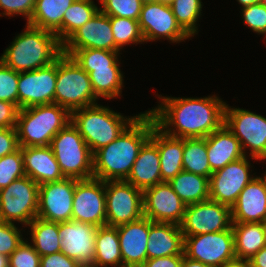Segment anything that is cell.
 Listing matches in <instances>:
<instances>
[{"label":"cell","instance_id":"obj_1","mask_svg":"<svg viewBox=\"0 0 266 267\" xmlns=\"http://www.w3.org/2000/svg\"><path fill=\"white\" fill-rule=\"evenodd\" d=\"M213 96L177 98L160 95L161 104L149 112L156 126L168 136L205 138L224 124L226 102Z\"/></svg>","mask_w":266,"mask_h":267},{"label":"cell","instance_id":"obj_2","mask_svg":"<svg viewBox=\"0 0 266 267\" xmlns=\"http://www.w3.org/2000/svg\"><path fill=\"white\" fill-rule=\"evenodd\" d=\"M156 126L149 111L140 113L110 144L93 154V178L110 181L126 180L140 148Z\"/></svg>","mask_w":266,"mask_h":267},{"label":"cell","instance_id":"obj_3","mask_svg":"<svg viewBox=\"0 0 266 267\" xmlns=\"http://www.w3.org/2000/svg\"><path fill=\"white\" fill-rule=\"evenodd\" d=\"M5 49L0 60L16 72L33 71L55 62L62 54V44L55 33L26 24Z\"/></svg>","mask_w":266,"mask_h":267},{"label":"cell","instance_id":"obj_4","mask_svg":"<svg viewBox=\"0 0 266 267\" xmlns=\"http://www.w3.org/2000/svg\"><path fill=\"white\" fill-rule=\"evenodd\" d=\"M71 122V113L58 104L19 109L16 130L20 147L50 146L52 138Z\"/></svg>","mask_w":266,"mask_h":267},{"label":"cell","instance_id":"obj_5","mask_svg":"<svg viewBox=\"0 0 266 267\" xmlns=\"http://www.w3.org/2000/svg\"><path fill=\"white\" fill-rule=\"evenodd\" d=\"M137 116L127 118L108 107L95 104L73 111L71 122L94 154L114 141Z\"/></svg>","mask_w":266,"mask_h":267},{"label":"cell","instance_id":"obj_6","mask_svg":"<svg viewBox=\"0 0 266 267\" xmlns=\"http://www.w3.org/2000/svg\"><path fill=\"white\" fill-rule=\"evenodd\" d=\"M88 73L83 70L72 56L62 53L57 58V79L54 103L75 110L98 104Z\"/></svg>","mask_w":266,"mask_h":267},{"label":"cell","instance_id":"obj_7","mask_svg":"<svg viewBox=\"0 0 266 267\" xmlns=\"http://www.w3.org/2000/svg\"><path fill=\"white\" fill-rule=\"evenodd\" d=\"M50 147L65 178H93V154L72 122L52 138Z\"/></svg>","mask_w":266,"mask_h":267},{"label":"cell","instance_id":"obj_8","mask_svg":"<svg viewBox=\"0 0 266 267\" xmlns=\"http://www.w3.org/2000/svg\"><path fill=\"white\" fill-rule=\"evenodd\" d=\"M39 184L24 176L0 189V221L23 224L37 218Z\"/></svg>","mask_w":266,"mask_h":267},{"label":"cell","instance_id":"obj_9","mask_svg":"<svg viewBox=\"0 0 266 267\" xmlns=\"http://www.w3.org/2000/svg\"><path fill=\"white\" fill-rule=\"evenodd\" d=\"M224 124L239 140L242 151L249 148L253 160H266V118L249 110L225 105Z\"/></svg>","mask_w":266,"mask_h":267},{"label":"cell","instance_id":"obj_10","mask_svg":"<svg viewBox=\"0 0 266 267\" xmlns=\"http://www.w3.org/2000/svg\"><path fill=\"white\" fill-rule=\"evenodd\" d=\"M106 225L117 227L143 215V191L126 180L105 181Z\"/></svg>","mask_w":266,"mask_h":267},{"label":"cell","instance_id":"obj_11","mask_svg":"<svg viewBox=\"0 0 266 267\" xmlns=\"http://www.w3.org/2000/svg\"><path fill=\"white\" fill-rule=\"evenodd\" d=\"M184 255L210 267H223L236 258L232 226L224 231L184 237Z\"/></svg>","mask_w":266,"mask_h":267},{"label":"cell","instance_id":"obj_12","mask_svg":"<svg viewBox=\"0 0 266 267\" xmlns=\"http://www.w3.org/2000/svg\"><path fill=\"white\" fill-rule=\"evenodd\" d=\"M231 226V208L210 199L188 205L180 224L184 237L224 231Z\"/></svg>","mask_w":266,"mask_h":267},{"label":"cell","instance_id":"obj_13","mask_svg":"<svg viewBox=\"0 0 266 267\" xmlns=\"http://www.w3.org/2000/svg\"><path fill=\"white\" fill-rule=\"evenodd\" d=\"M72 220L97 227L106 225L105 181L96 178L75 179Z\"/></svg>","mask_w":266,"mask_h":267},{"label":"cell","instance_id":"obj_14","mask_svg":"<svg viewBox=\"0 0 266 267\" xmlns=\"http://www.w3.org/2000/svg\"><path fill=\"white\" fill-rule=\"evenodd\" d=\"M250 166L244 156L213 172L209 178V199L231 208L240 192L255 178L249 174Z\"/></svg>","mask_w":266,"mask_h":267},{"label":"cell","instance_id":"obj_15","mask_svg":"<svg viewBox=\"0 0 266 267\" xmlns=\"http://www.w3.org/2000/svg\"><path fill=\"white\" fill-rule=\"evenodd\" d=\"M139 26L146 43L161 38L180 43L190 38L177 23L170 5L156 1L143 3Z\"/></svg>","mask_w":266,"mask_h":267},{"label":"cell","instance_id":"obj_16","mask_svg":"<svg viewBox=\"0 0 266 267\" xmlns=\"http://www.w3.org/2000/svg\"><path fill=\"white\" fill-rule=\"evenodd\" d=\"M57 60L33 71L19 73L18 108L54 103Z\"/></svg>","mask_w":266,"mask_h":267},{"label":"cell","instance_id":"obj_17","mask_svg":"<svg viewBox=\"0 0 266 267\" xmlns=\"http://www.w3.org/2000/svg\"><path fill=\"white\" fill-rule=\"evenodd\" d=\"M97 226L70 220L58 223L61 252L82 267H93Z\"/></svg>","mask_w":266,"mask_h":267},{"label":"cell","instance_id":"obj_18","mask_svg":"<svg viewBox=\"0 0 266 267\" xmlns=\"http://www.w3.org/2000/svg\"><path fill=\"white\" fill-rule=\"evenodd\" d=\"M74 190V178L39 185L37 217L57 223L72 220Z\"/></svg>","mask_w":266,"mask_h":267},{"label":"cell","instance_id":"obj_19","mask_svg":"<svg viewBox=\"0 0 266 267\" xmlns=\"http://www.w3.org/2000/svg\"><path fill=\"white\" fill-rule=\"evenodd\" d=\"M187 205L168 182H161L143 191V215L153 222L180 225Z\"/></svg>","mask_w":266,"mask_h":267},{"label":"cell","instance_id":"obj_20","mask_svg":"<svg viewBox=\"0 0 266 267\" xmlns=\"http://www.w3.org/2000/svg\"><path fill=\"white\" fill-rule=\"evenodd\" d=\"M111 28L109 16L99 11L62 44V53L72 56L78 49L86 48L116 51Z\"/></svg>","mask_w":266,"mask_h":267},{"label":"cell","instance_id":"obj_21","mask_svg":"<svg viewBox=\"0 0 266 267\" xmlns=\"http://www.w3.org/2000/svg\"><path fill=\"white\" fill-rule=\"evenodd\" d=\"M232 223H261L266 218V172L240 192L231 207Z\"/></svg>","mask_w":266,"mask_h":267},{"label":"cell","instance_id":"obj_22","mask_svg":"<svg viewBox=\"0 0 266 267\" xmlns=\"http://www.w3.org/2000/svg\"><path fill=\"white\" fill-rule=\"evenodd\" d=\"M150 219H141L117 226L123 267H140L147 259Z\"/></svg>","mask_w":266,"mask_h":267},{"label":"cell","instance_id":"obj_23","mask_svg":"<svg viewBox=\"0 0 266 267\" xmlns=\"http://www.w3.org/2000/svg\"><path fill=\"white\" fill-rule=\"evenodd\" d=\"M26 176L41 185L64 179L50 146L21 147Z\"/></svg>","mask_w":266,"mask_h":267},{"label":"cell","instance_id":"obj_24","mask_svg":"<svg viewBox=\"0 0 266 267\" xmlns=\"http://www.w3.org/2000/svg\"><path fill=\"white\" fill-rule=\"evenodd\" d=\"M172 255H184V235L180 225L150 220L148 259Z\"/></svg>","mask_w":266,"mask_h":267},{"label":"cell","instance_id":"obj_25","mask_svg":"<svg viewBox=\"0 0 266 267\" xmlns=\"http://www.w3.org/2000/svg\"><path fill=\"white\" fill-rule=\"evenodd\" d=\"M206 148L212 172L245 156L239 140L225 124L206 137Z\"/></svg>","mask_w":266,"mask_h":267},{"label":"cell","instance_id":"obj_26","mask_svg":"<svg viewBox=\"0 0 266 267\" xmlns=\"http://www.w3.org/2000/svg\"><path fill=\"white\" fill-rule=\"evenodd\" d=\"M126 181L142 191L162 182L158 148L150 139L140 148Z\"/></svg>","mask_w":266,"mask_h":267},{"label":"cell","instance_id":"obj_27","mask_svg":"<svg viewBox=\"0 0 266 267\" xmlns=\"http://www.w3.org/2000/svg\"><path fill=\"white\" fill-rule=\"evenodd\" d=\"M158 148L162 182H169L183 171L184 139L166 135L157 126L149 138Z\"/></svg>","mask_w":266,"mask_h":267},{"label":"cell","instance_id":"obj_28","mask_svg":"<svg viewBox=\"0 0 266 267\" xmlns=\"http://www.w3.org/2000/svg\"><path fill=\"white\" fill-rule=\"evenodd\" d=\"M76 0H35L31 18L27 24L55 33L62 44L64 13Z\"/></svg>","mask_w":266,"mask_h":267},{"label":"cell","instance_id":"obj_29","mask_svg":"<svg viewBox=\"0 0 266 267\" xmlns=\"http://www.w3.org/2000/svg\"><path fill=\"white\" fill-rule=\"evenodd\" d=\"M110 266L123 267V259L117 227L105 225L97 228L93 267Z\"/></svg>","mask_w":266,"mask_h":267},{"label":"cell","instance_id":"obj_30","mask_svg":"<svg viewBox=\"0 0 266 267\" xmlns=\"http://www.w3.org/2000/svg\"><path fill=\"white\" fill-rule=\"evenodd\" d=\"M234 251L238 259L249 260L266 245L261 223H232Z\"/></svg>","mask_w":266,"mask_h":267},{"label":"cell","instance_id":"obj_31","mask_svg":"<svg viewBox=\"0 0 266 267\" xmlns=\"http://www.w3.org/2000/svg\"><path fill=\"white\" fill-rule=\"evenodd\" d=\"M173 191L188 206L209 199V178L181 171L168 182Z\"/></svg>","mask_w":266,"mask_h":267},{"label":"cell","instance_id":"obj_32","mask_svg":"<svg viewBox=\"0 0 266 267\" xmlns=\"http://www.w3.org/2000/svg\"><path fill=\"white\" fill-rule=\"evenodd\" d=\"M27 226L31 231L32 246L40 256L61 252L57 222L37 217Z\"/></svg>","mask_w":266,"mask_h":267},{"label":"cell","instance_id":"obj_33","mask_svg":"<svg viewBox=\"0 0 266 267\" xmlns=\"http://www.w3.org/2000/svg\"><path fill=\"white\" fill-rule=\"evenodd\" d=\"M88 75L98 98L113 99L121 96L124 80L119 67L91 68Z\"/></svg>","mask_w":266,"mask_h":267},{"label":"cell","instance_id":"obj_34","mask_svg":"<svg viewBox=\"0 0 266 267\" xmlns=\"http://www.w3.org/2000/svg\"><path fill=\"white\" fill-rule=\"evenodd\" d=\"M183 170L210 178L213 172L208 161L206 137L184 138Z\"/></svg>","mask_w":266,"mask_h":267},{"label":"cell","instance_id":"obj_35","mask_svg":"<svg viewBox=\"0 0 266 267\" xmlns=\"http://www.w3.org/2000/svg\"><path fill=\"white\" fill-rule=\"evenodd\" d=\"M99 11L93 0H76L63 16L62 44Z\"/></svg>","mask_w":266,"mask_h":267},{"label":"cell","instance_id":"obj_36","mask_svg":"<svg viewBox=\"0 0 266 267\" xmlns=\"http://www.w3.org/2000/svg\"><path fill=\"white\" fill-rule=\"evenodd\" d=\"M202 6L201 0H174L170 5L177 23L190 37L198 33Z\"/></svg>","mask_w":266,"mask_h":267},{"label":"cell","instance_id":"obj_37","mask_svg":"<svg viewBox=\"0 0 266 267\" xmlns=\"http://www.w3.org/2000/svg\"><path fill=\"white\" fill-rule=\"evenodd\" d=\"M119 54L120 52L116 51L86 48L78 49L72 57L88 73L91 68L119 67Z\"/></svg>","mask_w":266,"mask_h":267},{"label":"cell","instance_id":"obj_38","mask_svg":"<svg viewBox=\"0 0 266 267\" xmlns=\"http://www.w3.org/2000/svg\"><path fill=\"white\" fill-rule=\"evenodd\" d=\"M111 30L116 44V52L121 51L123 46L130 43H140L144 41L139 21L131 18L110 16Z\"/></svg>","mask_w":266,"mask_h":267},{"label":"cell","instance_id":"obj_39","mask_svg":"<svg viewBox=\"0 0 266 267\" xmlns=\"http://www.w3.org/2000/svg\"><path fill=\"white\" fill-rule=\"evenodd\" d=\"M26 176L21 147L11 154L0 158V189L13 181Z\"/></svg>","mask_w":266,"mask_h":267},{"label":"cell","instance_id":"obj_40","mask_svg":"<svg viewBox=\"0 0 266 267\" xmlns=\"http://www.w3.org/2000/svg\"><path fill=\"white\" fill-rule=\"evenodd\" d=\"M100 11L107 16L131 18L139 21L143 3L140 0H99Z\"/></svg>","mask_w":266,"mask_h":267},{"label":"cell","instance_id":"obj_41","mask_svg":"<svg viewBox=\"0 0 266 267\" xmlns=\"http://www.w3.org/2000/svg\"><path fill=\"white\" fill-rule=\"evenodd\" d=\"M19 72L0 60V100L14 103L18 107Z\"/></svg>","mask_w":266,"mask_h":267},{"label":"cell","instance_id":"obj_42","mask_svg":"<svg viewBox=\"0 0 266 267\" xmlns=\"http://www.w3.org/2000/svg\"><path fill=\"white\" fill-rule=\"evenodd\" d=\"M27 240L22 243L9 256V267H40L39 253Z\"/></svg>","mask_w":266,"mask_h":267},{"label":"cell","instance_id":"obj_43","mask_svg":"<svg viewBox=\"0 0 266 267\" xmlns=\"http://www.w3.org/2000/svg\"><path fill=\"white\" fill-rule=\"evenodd\" d=\"M24 239L14 223L0 221V253L10 256Z\"/></svg>","mask_w":266,"mask_h":267},{"label":"cell","instance_id":"obj_44","mask_svg":"<svg viewBox=\"0 0 266 267\" xmlns=\"http://www.w3.org/2000/svg\"><path fill=\"white\" fill-rule=\"evenodd\" d=\"M242 19L250 29L257 33L266 34V6L262 3L252 4L250 6L243 7Z\"/></svg>","mask_w":266,"mask_h":267},{"label":"cell","instance_id":"obj_45","mask_svg":"<svg viewBox=\"0 0 266 267\" xmlns=\"http://www.w3.org/2000/svg\"><path fill=\"white\" fill-rule=\"evenodd\" d=\"M35 6V0H0V9L4 12L0 13V17L23 15L26 17L27 23L31 18Z\"/></svg>","mask_w":266,"mask_h":267},{"label":"cell","instance_id":"obj_46","mask_svg":"<svg viewBox=\"0 0 266 267\" xmlns=\"http://www.w3.org/2000/svg\"><path fill=\"white\" fill-rule=\"evenodd\" d=\"M20 148L16 127L0 128V158Z\"/></svg>","mask_w":266,"mask_h":267},{"label":"cell","instance_id":"obj_47","mask_svg":"<svg viewBox=\"0 0 266 267\" xmlns=\"http://www.w3.org/2000/svg\"><path fill=\"white\" fill-rule=\"evenodd\" d=\"M18 112L14 103L0 100V128L16 127Z\"/></svg>","mask_w":266,"mask_h":267},{"label":"cell","instance_id":"obj_48","mask_svg":"<svg viewBox=\"0 0 266 267\" xmlns=\"http://www.w3.org/2000/svg\"><path fill=\"white\" fill-rule=\"evenodd\" d=\"M40 267H82L75 259L62 252L41 256Z\"/></svg>","mask_w":266,"mask_h":267},{"label":"cell","instance_id":"obj_49","mask_svg":"<svg viewBox=\"0 0 266 267\" xmlns=\"http://www.w3.org/2000/svg\"><path fill=\"white\" fill-rule=\"evenodd\" d=\"M184 255L147 259L140 267H180Z\"/></svg>","mask_w":266,"mask_h":267},{"label":"cell","instance_id":"obj_50","mask_svg":"<svg viewBox=\"0 0 266 267\" xmlns=\"http://www.w3.org/2000/svg\"><path fill=\"white\" fill-rule=\"evenodd\" d=\"M251 267H266V245L249 259Z\"/></svg>","mask_w":266,"mask_h":267},{"label":"cell","instance_id":"obj_51","mask_svg":"<svg viewBox=\"0 0 266 267\" xmlns=\"http://www.w3.org/2000/svg\"><path fill=\"white\" fill-rule=\"evenodd\" d=\"M223 267H251V265L250 261L247 259L235 258L231 261H228Z\"/></svg>","mask_w":266,"mask_h":267},{"label":"cell","instance_id":"obj_52","mask_svg":"<svg viewBox=\"0 0 266 267\" xmlns=\"http://www.w3.org/2000/svg\"><path fill=\"white\" fill-rule=\"evenodd\" d=\"M180 267H210L200 261L192 260L184 255Z\"/></svg>","mask_w":266,"mask_h":267},{"label":"cell","instance_id":"obj_53","mask_svg":"<svg viewBox=\"0 0 266 267\" xmlns=\"http://www.w3.org/2000/svg\"><path fill=\"white\" fill-rule=\"evenodd\" d=\"M237 2H239L242 5V8H243V7H246V6H250L252 4L261 3L262 0H237Z\"/></svg>","mask_w":266,"mask_h":267},{"label":"cell","instance_id":"obj_54","mask_svg":"<svg viewBox=\"0 0 266 267\" xmlns=\"http://www.w3.org/2000/svg\"><path fill=\"white\" fill-rule=\"evenodd\" d=\"M0 267H9V256L0 253Z\"/></svg>","mask_w":266,"mask_h":267},{"label":"cell","instance_id":"obj_55","mask_svg":"<svg viewBox=\"0 0 266 267\" xmlns=\"http://www.w3.org/2000/svg\"><path fill=\"white\" fill-rule=\"evenodd\" d=\"M156 2H159L161 4H166V5H171V3L174 1V0H155Z\"/></svg>","mask_w":266,"mask_h":267},{"label":"cell","instance_id":"obj_56","mask_svg":"<svg viewBox=\"0 0 266 267\" xmlns=\"http://www.w3.org/2000/svg\"><path fill=\"white\" fill-rule=\"evenodd\" d=\"M263 232L265 234V240H266V218L261 222Z\"/></svg>","mask_w":266,"mask_h":267},{"label":"cell","instance_id":"obj_57","mask_svg":"<svg viewBox=\"0 0 266 267\" xmlns=\"http://www.w3.org/2000/svg\"><path fill=\"white\" fill-rule=\"evenodd\" d=\"M142 3L153 2L155 0H140Z\"/></svg>","mask_w":266,"mask_h":267},{"label":"cell","instance_id":"obj_58","mask_svg":"<svg viewBox=\"0 0 266 267\" xmlns=\"http://www.w3.org/2000/svg\"><path fill=\"white\" fill-rule=\"evenodd\" d=\"M261 3L266 6V0H262Z\"/></svg>","mask_w":266,"mask_h":267}]
</instances>
